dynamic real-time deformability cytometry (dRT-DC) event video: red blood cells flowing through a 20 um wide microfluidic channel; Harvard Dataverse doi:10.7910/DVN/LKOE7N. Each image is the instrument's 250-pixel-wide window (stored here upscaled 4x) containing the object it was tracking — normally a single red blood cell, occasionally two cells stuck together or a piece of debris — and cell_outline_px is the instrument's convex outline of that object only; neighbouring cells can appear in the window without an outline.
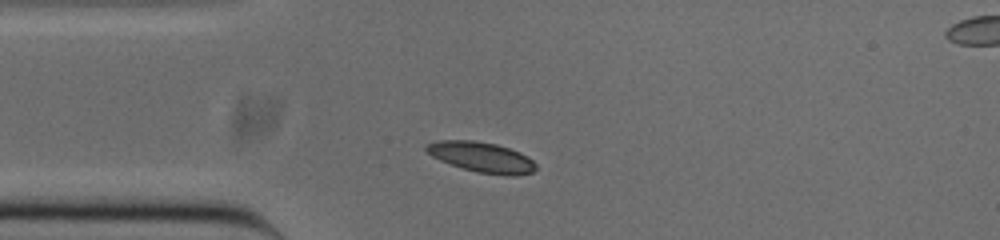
{"species": "common noctule bat (a hibernating species)", "species_latin": "Nyctalus noctula", "temperature_condition": "cold", "stored_images_in_passage": 42, "segment_of_instrument_passage": [1, 2], "camera_frame_rate_fps": 3000, "um_per_image_px": 0.085, "animal": {"sex": "male", "body_mass_g": 20.0, "forearm_length_mm": 53.3}, "frame": {"image": 1, "passage_image": 1, "time_ms": 0.0, "image_size_px": [1000, 240], "cell_outline_px": [[536, 168], [532, 172], [516, 176], [504, 176], [476, 172], [440, 160], [432, 156], [424, 148], [428, 144], [440, 140], [476, 140], [496, 144], [520, 152], [528, 156], [536, 164]], "centroid_in_image_um": [40.98, 13.36], "position_along_channel_um": 44.0, "area_um2": 19.31}}
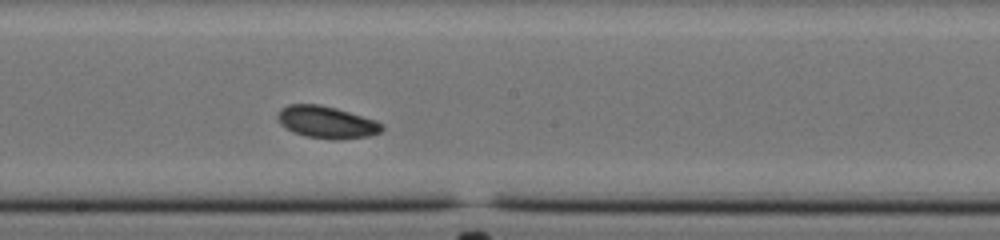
{"frame": {"image": 2, "passage_image": 16, "time_ms": 5.0, "image_size_px": [1000, 240], "cell_outline_px": [[384, 128], [380, 132], [368, 136], [336, 140], [332, 140], [304, 136], [292, 132], [280, 124], [276, 116], [280, 108], [288, 104], [320, 104], [336, 108], [376, 120], [384, 124]], "centroid_in_image_um": [27.74, 10.39], "position_along_channel_um": 220.5, "area_um2": 19.77}}
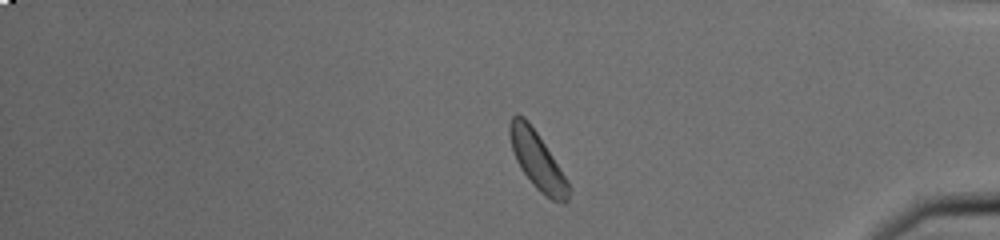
{"frame": {"image": 3, "passage_image": 32, "time_ms": 10.333, "image_size_px": [1000, 240], "cell_outline_px": [[568, 200], [564, 204], [560, 204], [552, 200], [540, 192], [532, 184], [520, 168], [516, 160], [512, 148], [508, 132], [508, 124], [512, 116], [516, 112], [524, 116], [528, 120], [568, 180]], "centroid_in_image_um": [45.64, 13.62], "position_along_channel_um": 389.6, "area_um2": 19.65}}